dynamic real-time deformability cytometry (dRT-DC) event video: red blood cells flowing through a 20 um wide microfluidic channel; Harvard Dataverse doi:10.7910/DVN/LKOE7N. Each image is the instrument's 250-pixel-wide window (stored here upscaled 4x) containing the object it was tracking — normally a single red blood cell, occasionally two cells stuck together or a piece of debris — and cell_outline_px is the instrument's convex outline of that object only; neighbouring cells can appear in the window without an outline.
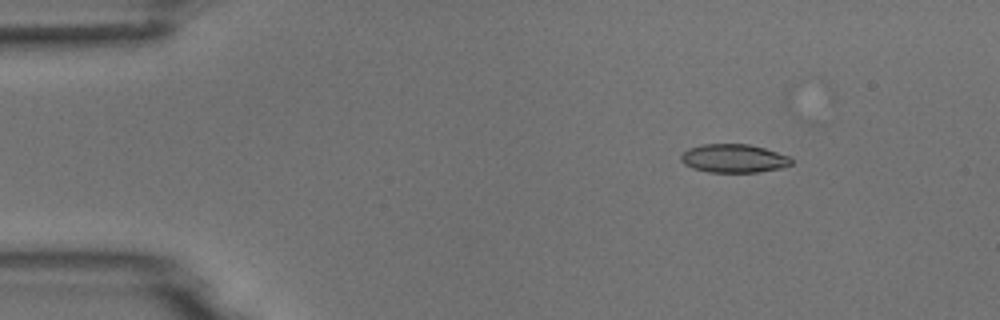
{"species": "common noctule bat (a hibernating species)", "species_latin": "Nyctalus noctula", "temperature_condition": "room temperature", "stored_images_in_passage": 5, "camera_frame_rate_fps": 3000, "um_per_image_px": 0.085, "animal": {"sex": "male", "body_mass_g": 18.8}, "frame": {"image": 1, "passage_image": 2, "time_ms": 2.0, "image_size_px": [1000, 320], "cell_outline_px": [[792, 164], [780, 168], [760, 172], [708, 172], [692, 168], [684, 164], [680, 160], [680, 156], [688, 148], [704, 144], [748, 144], [764, 148], [788, 156], [792, 160]], "centroid_in_image_um": [62.34, 13.47], "position_along_channel_um": 22.7, "area_um2": 18.26}}